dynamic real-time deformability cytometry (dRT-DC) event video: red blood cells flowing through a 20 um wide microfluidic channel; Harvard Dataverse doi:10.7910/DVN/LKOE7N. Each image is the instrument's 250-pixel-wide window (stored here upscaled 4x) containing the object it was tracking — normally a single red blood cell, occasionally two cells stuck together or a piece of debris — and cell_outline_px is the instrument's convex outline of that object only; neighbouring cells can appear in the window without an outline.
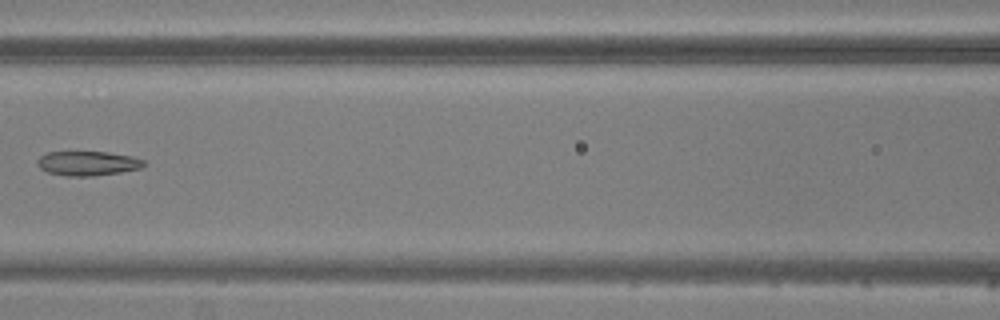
{"species": "common noctule bat (a hibernating species)", "species_latin": "Nyctalus noctula", "temperature_condition": "warm", "stored_images_in_passage": 6, "camera_frame_rate_fps": 3000, "um_per_image_px": 0.085, "animal": {"sex": "male", "body_mass_g": 20.5, "forearm_length_mm": 52.5}, "frame": {"image": 1, "passage_image": 6, "time_ms": 5.667, "image_size_px": [1000, 320], "cell_outline_px": [[148, 164], [140, 168], [120, 172], [92, 176], [68, 176], [48, 172], [40, 168], [36, 164], [36, 160], [40, 156], [48, 152], [108, 152], [132, 156], [144, 160]], "centroid_in_image_um": [7.46, 13.88], "position_along_channel_um": 159.1, "area_um2": 15.2}}